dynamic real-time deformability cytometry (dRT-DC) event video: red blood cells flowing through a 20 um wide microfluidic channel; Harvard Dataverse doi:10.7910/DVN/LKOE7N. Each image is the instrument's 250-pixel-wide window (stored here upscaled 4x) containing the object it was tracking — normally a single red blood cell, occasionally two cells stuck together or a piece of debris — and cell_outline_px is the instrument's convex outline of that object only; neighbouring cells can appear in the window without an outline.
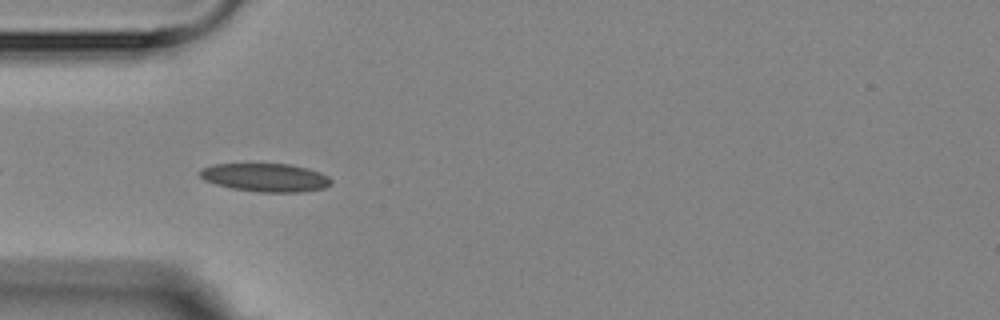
{"species": "Egyptian fruit bat (a non-hibernating species)", "species_latin": "Rousettus aegyptiacus", "temperature_condition": "room temperature", "stored_images_in_passage": 6, "camera_frame_rate_fps": 3000, "um_per_image_px": 0.085, "animal": {"sex": "female"}, "frame": {"image": 1, "passage_image": 4, "time_ms": 3.333, "image_size_px": [1000, 320], "cell_outline_px": [[332, 184], [324, 188], [300, 192], [260, 192], [232, 188], [216, 184], [204, 180], [196, 172], [200, 168], [212, 164], [288, 164], [308, 168], [320, 172], [328, 176], [332, 180]], "centroid_in_image_um": [22.55, 15.08], "position_along_channel_um": 62.5, "area_um2": 21.79}}
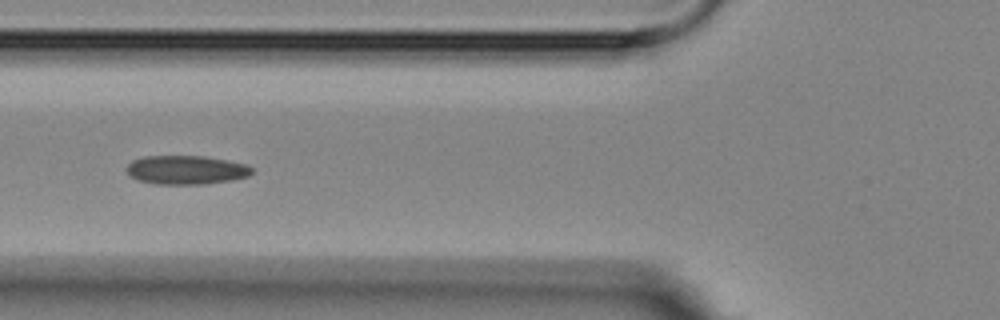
{"frame": {"image": 2, "passage_image": 5, "time_ms": 4.667, "image_size_px": [1000, 320], "cell_outline_px": [[252, 172], [248, 176], [232, 180], [204, 184], [156, 184], [140, 180], [132, 176], [124, 168], [132, 160], [144, 156], [204, 156], [248, 164], [252, 168]], "centroid_in_image_um": [15.83, 14.44], "position_along_channel_um": 110.0, "area_um2": 21.04}}
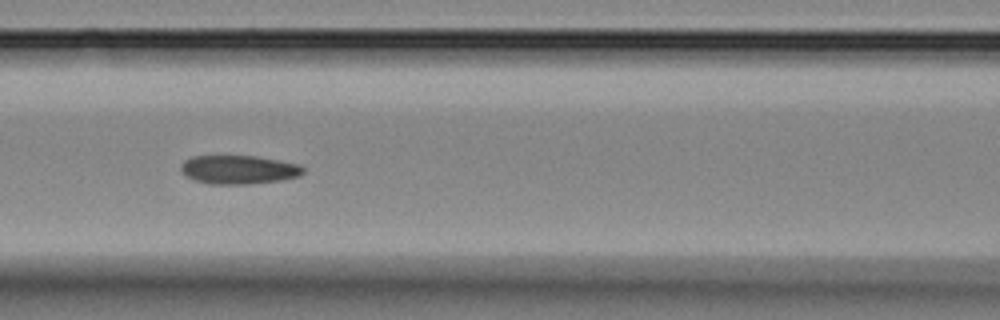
{"frame": {"image": 3, "passage_image": 6, "time_ms": 5.667, "image_size_px": [1000, 320], "cell_outline_px": [[304, 172], [300, 176], [280, 180], [248, 184], [212, 184], [196, 180], [180, 172], [180, 164], [184, 160], [192, 156], [256, 156], [300, 164], [304, 168]], "centroid_in_image_um": [20.29, 14.41], "position_along_channel_um": 146.3, "area_um2": 20.46}}